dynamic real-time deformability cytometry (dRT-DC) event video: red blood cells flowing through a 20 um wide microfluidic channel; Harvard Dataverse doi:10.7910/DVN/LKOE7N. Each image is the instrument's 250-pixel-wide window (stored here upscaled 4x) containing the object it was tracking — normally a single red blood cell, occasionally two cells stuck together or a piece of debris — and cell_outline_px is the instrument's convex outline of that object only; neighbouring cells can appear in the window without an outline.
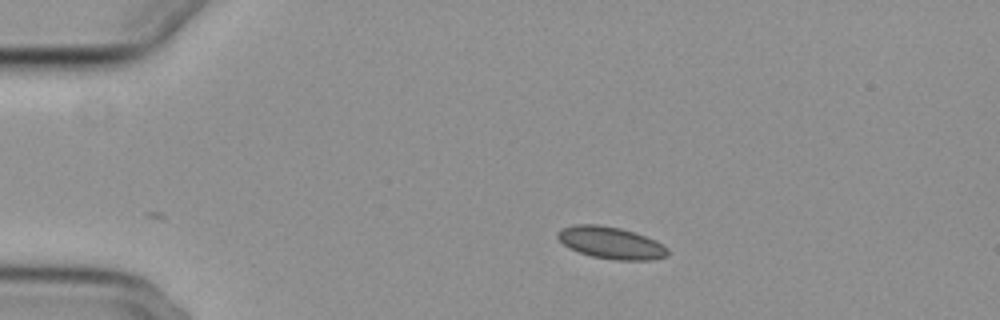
{"species": "common noctule bat (a hibernating species)", "species_latin": "Nyctalus noctula", "temperature_condition": "cold", "stored_images_in_passage": 35, "camera_frame_rate_fps": 3000, "um_per_image_px": 0.085, "animal": {"sex": "female", "body_mass_g": 29.2, "forearm_length_mm": 56.3}, "frame": {"image": 1, "passage_image": 1, "time_ms": 0.0, "image_size_px": [1000, 320], "cell_outline_px": [[668, 256], [652, 260], [616, 260], [592, 256], [568, 248], [556, 236], [556, 232], [560, 228], [576, 224], [600, 224], [620, 228], [636, 232], [656, 240], [668, 248]], "centroid_in_image_um": [51.93, 20.63], "position_along_channel_um": 33.1, "area_um2": 20.75}}
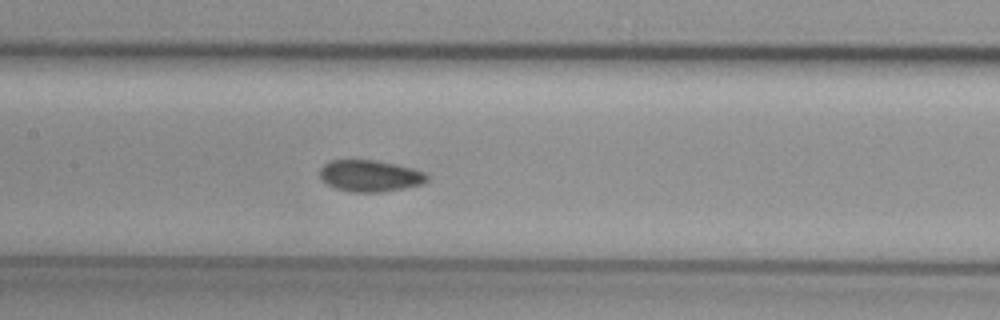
{"frame": {"image": 2, "passage_image": 17, "time_ms": 5.333, "image_size_px": [1000, 320], "cell_outline_px": [[428, 180], [424, 184], [404, 188], [380, 192], [352, 192], [336, 188], [328, 184], [320, 176], [320, 168], [324, 164], [332, 160], [372, 160], [412, 168], [424, 172], [428, 176]], "centroid_in_image_um": [31.46, 14.95], "position_along_channel_um": 175.9, "area_um2": 19.48}}
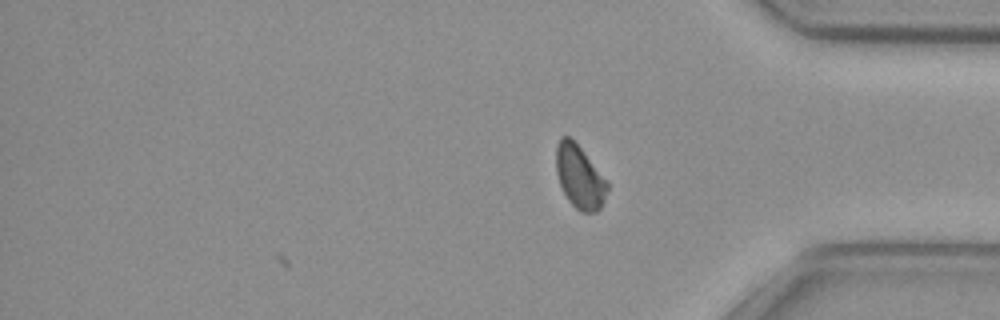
{"frame": {"image": 3, "passage_image": 35, "time_ms": 11.333, "image_size_px": [1000, 320], "cell_outline_px": [[608, 188], [604, 200], [600, 208], [596, 212], [580, 212], [568, 200], [560, 184], [556, 172], [556, 144], [560, 136], [568, 136], [580, 148], [608, 184]], "centroid_in_image_um": [49.23, 15.05], "position_along_channel_um": 386.0, "area_um2": 18.38}, "authors_computed_cell_mechanics": {"area_um2": 19.5942, "velocity_mm_per_s": 3.7034, "shape_relaxation_time_tau1_ms": 6.4249, "shape_relaxation_time_tau2_ms": 2.2628, "deformation_change_tau1": 0.088, "deformation_change_tau2": 0.0688}}